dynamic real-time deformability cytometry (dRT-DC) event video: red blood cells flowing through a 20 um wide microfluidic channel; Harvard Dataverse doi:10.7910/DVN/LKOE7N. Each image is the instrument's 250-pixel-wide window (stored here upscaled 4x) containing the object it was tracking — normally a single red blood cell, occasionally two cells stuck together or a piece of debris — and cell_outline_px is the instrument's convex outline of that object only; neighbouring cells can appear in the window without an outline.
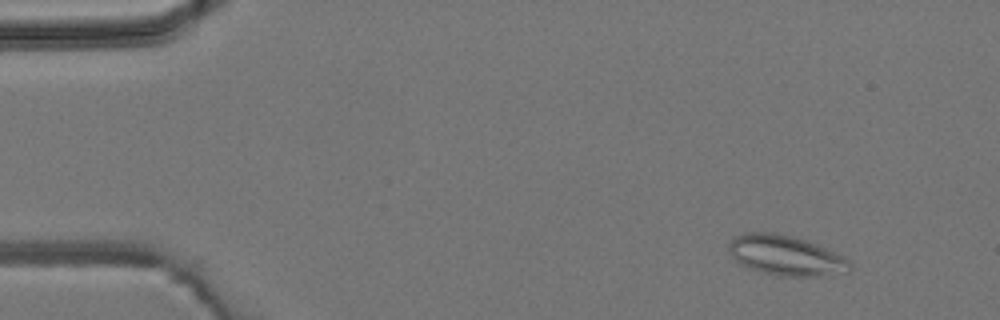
{"species": "common noctule bat (a hibernating species)", "species_latin": "Nyctalus noctula", "temperature_condition": "room temperature", "stored_images_in_passage": 5, "camera_frame_rate_fps": 3000, "um_per_image_px": 0.085, "animal": {"sex": "male", "body_mass_g": 19.2, "forearm_length_mm": 51.8}, "frame": {"image": 1, "passage_image": 2, "time_ms": 1.0, "image_size_px": [1000, 320], "cell_outline_px": [[852, 268], [848, 272], [824, 276], [776, 276], [748, 268], [740, 264], [728, 252], [728, 244], [736, 236], [744, 232], [776, 232], [792, 236], [816, 244], [836, 252], [844, 256], [852, 264]], "centroid_in_image_um": [66.8, 21.72], "position_along_channel_um": 18.2, "area_um2": 28.55}}